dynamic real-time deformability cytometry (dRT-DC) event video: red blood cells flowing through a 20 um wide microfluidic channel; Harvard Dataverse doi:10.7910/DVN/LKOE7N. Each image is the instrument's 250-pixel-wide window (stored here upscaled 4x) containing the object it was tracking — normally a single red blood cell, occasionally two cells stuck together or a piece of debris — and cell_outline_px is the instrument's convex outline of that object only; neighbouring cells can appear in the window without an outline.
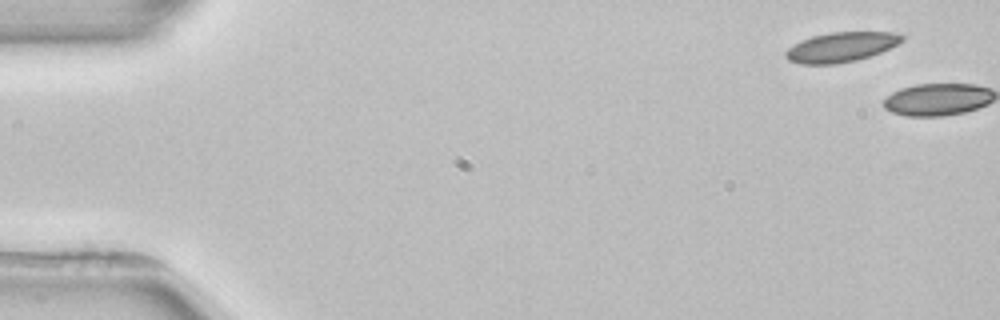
{"species": "common noctule bat (a hibernating species)", "species_latin": "Nyctalus noctula", "temperature_condition": "room temperature", "stored_images_in_passage": 5, "camera_frame_rate_fps": 3000, "um_per_image_px": 0.085, "animal": {"sex": "female", "body_mass_g": 22.7, "forearm_length_mm": 54.2}, "frame": {"image": 1, "passage_image": 1, "time_ms": 0.0, "image_size_px": [1000, 320], "cell_outline_px": [[904, 40], [880, 52], [856, 60], [832, 64], [800, 64], [788, 60], [784, 56], [784, 52], [788, 48], [800, 40], [812, 36], [832, 32], [892, 32], [904, 36]], "centroid_in_image_um": [71.44, 4.0], "position_along_channel_um": 13.6, "area_um2": 20.0}}